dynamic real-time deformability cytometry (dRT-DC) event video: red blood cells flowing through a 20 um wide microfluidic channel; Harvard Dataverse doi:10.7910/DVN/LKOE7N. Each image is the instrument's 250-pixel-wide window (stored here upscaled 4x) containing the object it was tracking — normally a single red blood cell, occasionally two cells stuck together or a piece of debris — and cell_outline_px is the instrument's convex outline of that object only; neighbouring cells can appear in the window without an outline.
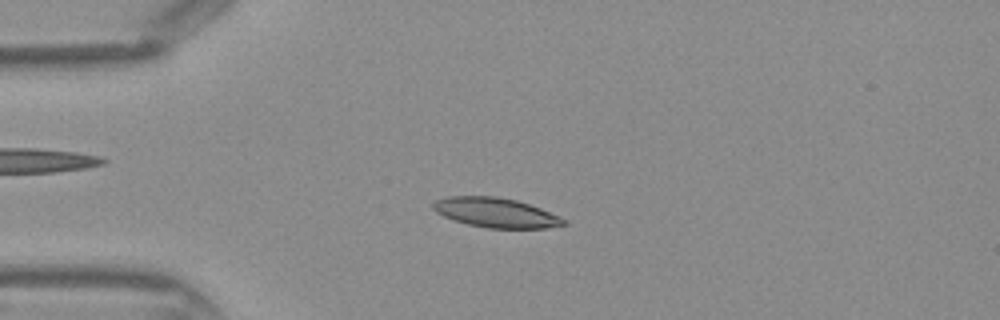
{"species": "Egyptian fruit bat (a non-hibernating species)", "species_latin": "Rousettus aegyptiacus", "temperature_condition": "warm", "stored_images_in_passage": 41, "camera_frame_rate_fps": 3000, "um_per_image_px": 0.085, "frame": {"image": 1, "passage_image": 8, "time_ms": 2.333, "image_size_px": [1000, 320], "cell_outline_px": [[568, 224], [548, 228], [488, 228], [468, 224], [452, 220], [436, 212], [432, 208], [432, 204], [436, 200], [448, 196], [496, 196], [516, 200], [540, 208], [568, 220]], "centroid_in_image_um": [42.15, 18.08], "position_along_channel_um": 42.9, "area_um2": 22.6}}
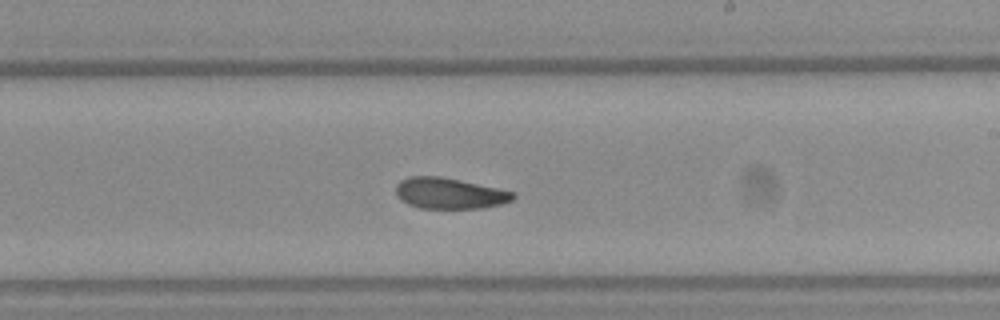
{"frame": {"image": 2, "passage_image": 23, "time_ms": 7.333, "image_size_px": [1000, 320], "cell_outline_px": [[516, 196], [512, 200], [500, 204], [484, 208], [420, 208], [408, 204], [400, 200], [396, 196], [396, 184], [400, 180], [408, 176], [440, 176], [460, 180], [516, 192]], "centroid_in_image_um": [38.18, 16.43], "position_along_channel_um": 250.8, "area_um2": 21.27}}
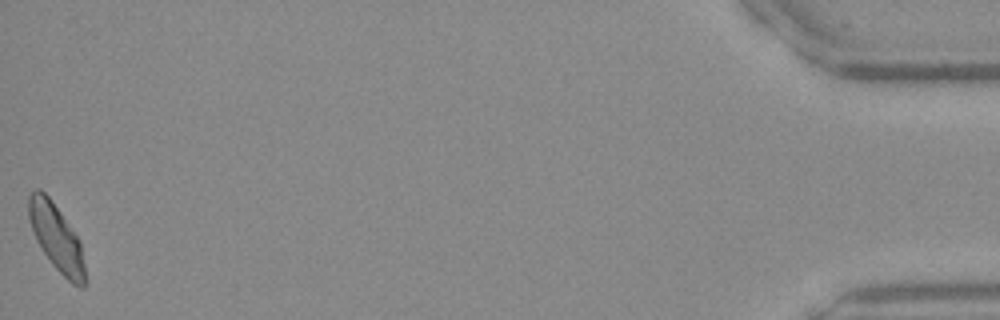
{"frame": {"image": 3, "passage_image": 41, "time_ms": 13.333, "image_size_px": [1000, 320], "cell_outline_px": [[84, 288], [80, 288], [72, 284], [52, 264], [36, 240], [28, 220], [28, 196], [36, 188], [40, 188], [52, 200], [80, 240], [84, 264]], "centroid_in_image_um": [4.77, 20.17], "position_along_channel_um": 430.4, "area_um2": 21.73}}